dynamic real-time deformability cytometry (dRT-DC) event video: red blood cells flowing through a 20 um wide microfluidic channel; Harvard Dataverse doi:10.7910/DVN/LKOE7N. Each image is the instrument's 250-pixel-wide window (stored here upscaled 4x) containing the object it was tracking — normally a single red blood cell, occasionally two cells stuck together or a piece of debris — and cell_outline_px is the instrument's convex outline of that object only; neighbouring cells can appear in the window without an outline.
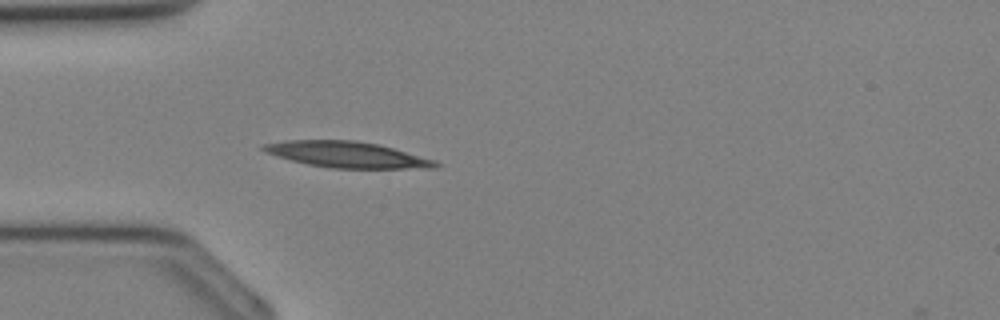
{"species": "Egyptian fruit bat (a non-hibernating species)", "species_latin": "Rousettus aegyptiacus", "temperature_condition": "cold", "stored_images_in_passage": 24, "camera_frame_rate_fps": 3000, "um_per_image_px": 0.085, "animal": {"sex": "female"}, "frame": {"image": 1, "passage_image": 1, "time_ms": 0.0, "image_size_px": [1000, 320], "cell_outline_px": [[440, 164], [436, 168], [332, 168], [308, 164], [276, 156], [264, 152], [260, 148], [260, 144], [284, 140], [356, 140], [376, 144], [392, 148], [436, 160]], "centroid_in_image_um": [29.44, 13.13], "position_along_channel_um": 55.6, "area_um2": 26.01}}
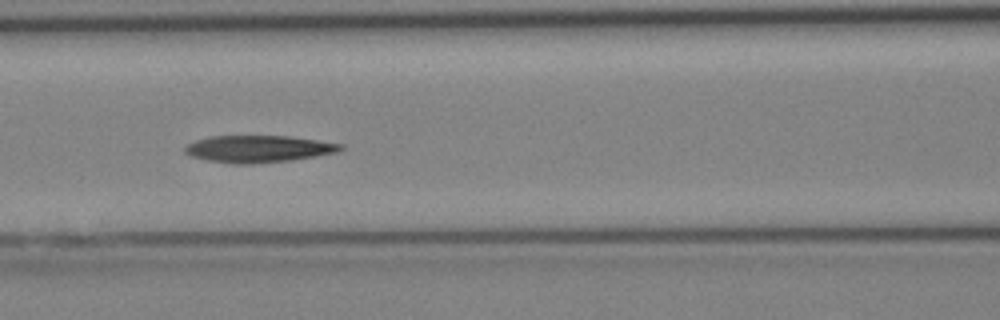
{"frame": {"image": 2, "passage_image": 6, "time_ms": 1.667, "image_size_px": [1000, 320], "cell_outline_px": [[344, 148], [336, 152], [316, 156], [292, 160], [252, 164], [232, 164], [208, 160], [192, 156], [184, 152], [184, 148], [188, 144], [196, 140], [212, 136], [288, 136], [344, 144]], "centroid_in_image_um": [21.97, 12.66], "position_along_channel_um": 144.6, "area_um2": 24.39}}
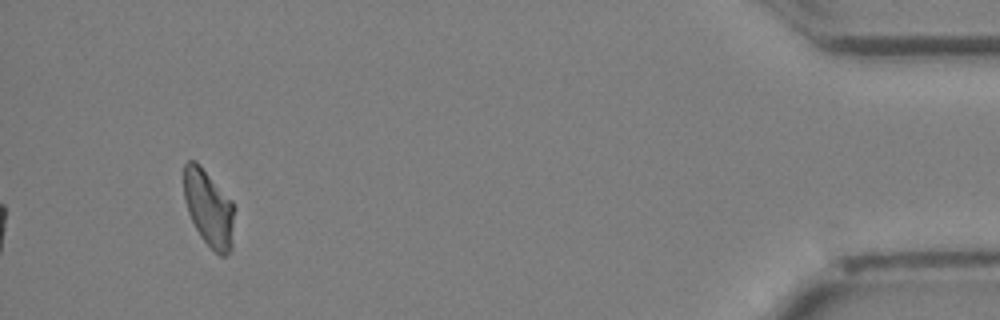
{"frame": {"image": 3, "passage_image": 24, "time_ms": 7.667, "image_size_px": [1000, 320], "cell_outline_px": [[232, 248], [224, 256], [220, 256], [200, 236], [188, 212], [184, 200], [184, 164], [188, 160], [196, 160], [200, 164], [232, 200]], "centroid_in_image_um": [17.71, 17.65], "position_along_channel_um": 417.5, "area_um2": 22.2}}